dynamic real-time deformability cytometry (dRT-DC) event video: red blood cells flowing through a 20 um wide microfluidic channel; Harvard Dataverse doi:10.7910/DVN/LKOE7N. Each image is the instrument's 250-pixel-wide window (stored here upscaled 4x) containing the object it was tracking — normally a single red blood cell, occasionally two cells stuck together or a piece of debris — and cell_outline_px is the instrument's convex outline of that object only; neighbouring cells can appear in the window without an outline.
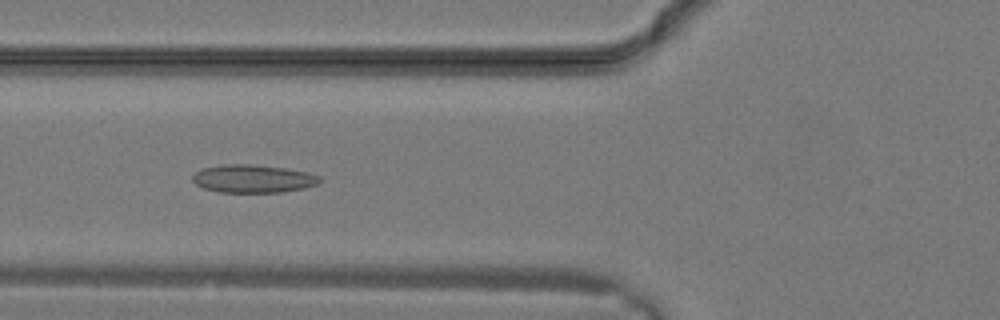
{"species": "common noctule bat (a hibernating species)", "species_latin": "Nyctalus noctula", "temperature_condition": "warm", "stored_images_in_passage": 22, "camera_frame_rate_fps": 3000, "um_per_image_px": 0.085, "animal": {"sex": "male", "body_mass_g": 19.2, "forearm_length_mm": 51.8}, "frame": {"image": 1, "passage_image": 3, "time_ms": 0.667, "image_size_px": [1000, 320], "cell_outline_px": [[320, 180], [316, 184], [304, 188], [284, 192], [220, 192], [204, 188], [196, 184], [192, 180], [192, 176], [200, 168], [220, 164], [252, 164], [284, 168], [308, 172], [320, 176]], "centroid_in_image_um": [21.48, 15.18], "position_along_channel_um": 104.3, "area_um2": 20.81}}
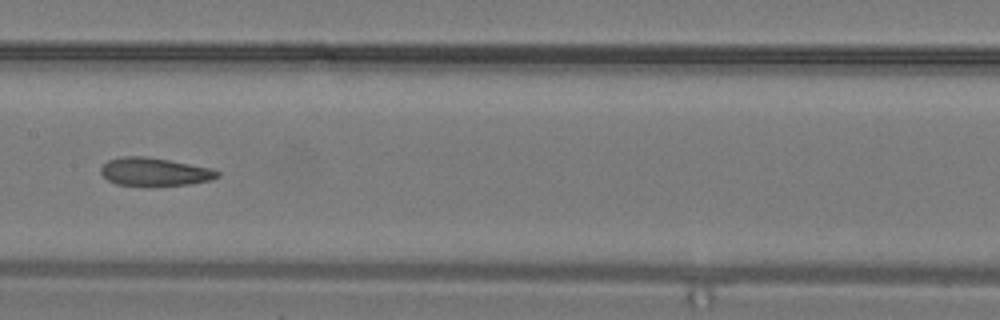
{"frame": {"image": 2, "passage_image": 7, "time_ms": 2.0, "image_size_px": [1000, 320], "cell_outline_px": [[220, 176], [212, 180], [188, 184], [116, 184], [108, 180], [100, 172], [100, 168], [108, 160], [124, 156], [148, 156], [212, 168], [220, 172]], "centroid_in_image_um": [13.16, 14.57], "position_along_channel_um": 194.2, "area_um2": 18.73}}
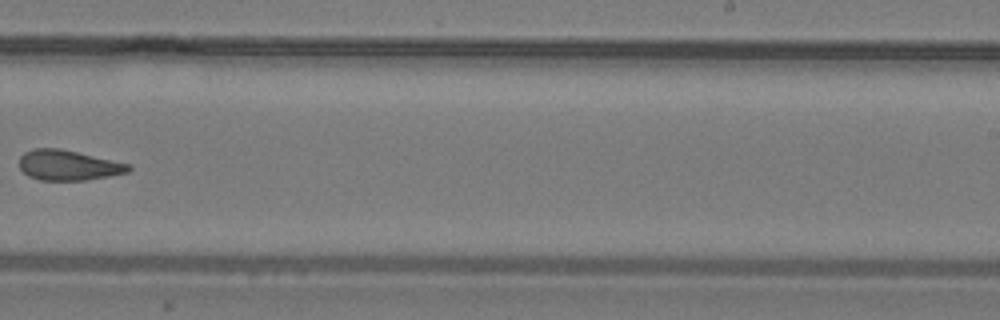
{"frame": {"image": 3, "passage_image": 11, "time_ms": 3.333, "image_size_px": [1000, 320], "cell_outline_px": [[132, 168], [128, 172], [108, 176], [84, 180], [40, 180], [28, 176], [20, 168], [20, 156], [24, 152], [32, 148], [60, 148], [132, 164]], "centroid_in_image_um": [5.81, 14.03], "position_along_channel_um": 283.2, "area_um2": 19.31}}